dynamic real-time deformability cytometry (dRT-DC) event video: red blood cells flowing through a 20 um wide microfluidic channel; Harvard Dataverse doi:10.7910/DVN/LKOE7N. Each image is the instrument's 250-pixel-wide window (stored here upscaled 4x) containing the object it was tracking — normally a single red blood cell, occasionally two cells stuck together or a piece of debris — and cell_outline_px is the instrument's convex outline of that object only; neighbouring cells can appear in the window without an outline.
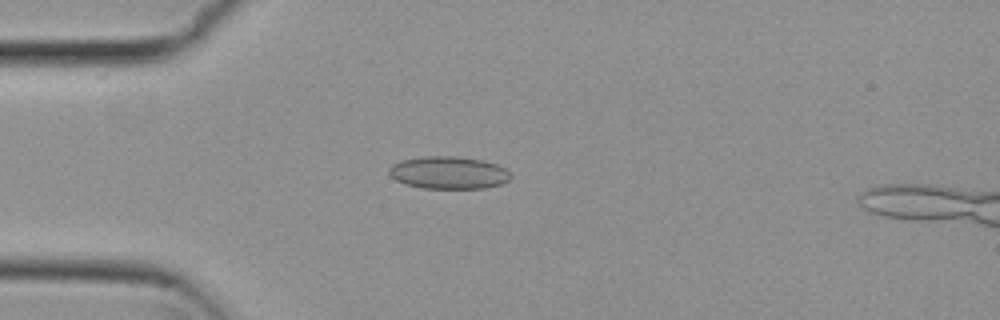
{"species": "common noctule bat (a hibernating species)", "species_latin": "Nyctalus noctula", "temperature_condition": "cold", "stored_images_in_passage": 41, "camera_frame_rate_fps": 3000, "um_per_image_px": 0.085, "animal": {"sex": "female", "body_mass_g": 29.2, "forearm_length_mm": 56.3}, "frame": {"image": 1, "passage_image": 8, "time_ms": 2.333, "image_size_px": [1000, 320], "cell_outline_px": [[512, 176], [508, 180], [500, 184], [484, 188], [424, 188], [404, 184], [388, 176], [388, 168], [392, 164], [404, 160], [424, 156], [452, 156], [484, 160], [496, 164], [504, 168]], "centroid_in_image_um": [38.09, 14.68], "position_along_channel_um": 46.9, "area_um2": 23.0}}
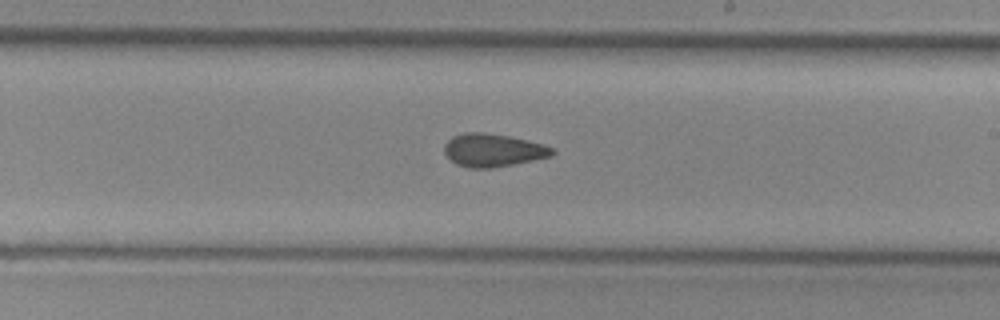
{"frame": {"image": 2, "passage_image": 25, "time_ms": 8.0, "image_size_px": [1000, 320], "cell_outline_px": [[556, 152], [552, 156], [492, 168], [468, 168], [456, 164], [444, 152], [444, 144], [452, 136], [464, 132], [484, 132], [508, 136], [544, 144], [552, 148]], "centroid_in_image_um": [41.89, 12.76], "position_along_channel_um": 247.1, "area_um2": 20.69}}
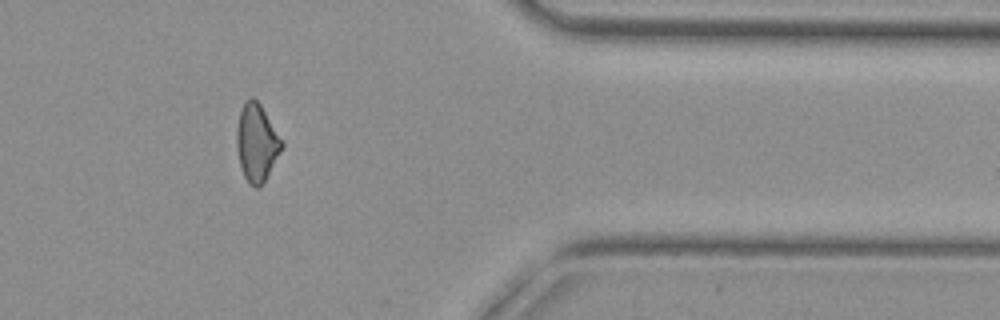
{"frame": {"image": 3, "passage_image": 38, "time_ms": 12.333, "image_size_px": [1000, 320], "cell_outline_px": [[284, 148], [260, 188], [256, 188], [248, 184], [244, 176], [240, 164], [236, 148], [236, 132], [240, 112], [244, 100], [248, 96], [252, 96], [260, 104], [284, 144]], "centroid_in_image_um": [21.81, 12.14], "position_along_channel_um": 389.6, "area_um2": 20.46}, "authors_computed_cell_mechanics": {"area_um2": 20.808, "velocity_mm_per_s": 3.7979, "shape_relaxation_time_tau1_ms": null, "shape_relaxation_time_tau2_ms": 3.1495, "deformation_change_tau1": null, "deformation_change_tau2": 0.0842}}